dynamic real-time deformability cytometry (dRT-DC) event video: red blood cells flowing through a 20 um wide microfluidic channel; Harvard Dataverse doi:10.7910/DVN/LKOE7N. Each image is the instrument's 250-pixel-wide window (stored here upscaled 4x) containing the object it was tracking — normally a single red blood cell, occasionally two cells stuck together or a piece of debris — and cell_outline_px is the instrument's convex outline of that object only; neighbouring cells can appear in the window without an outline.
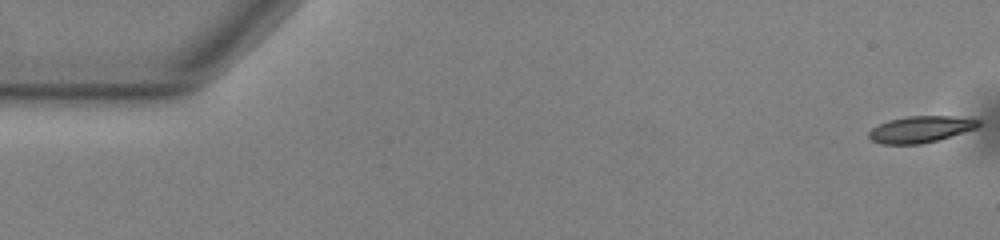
{"species": "common noctule bat (a hibernating species)", "species_latin": "Nyctalus noctula", "temperature_condition": "warm", "stored_images_in_passage": 55, "camera_frame_rate_fps": 3000, "um_per_image_px": 0.085, "animal": {"sex": "male", "body_mass_g": 13.0, "forearm_length_mm": 53.1}, "frame": {"image": 1, "passage_image": 1, "time_ms": 0.0, "image_size_px": [1000, 240], "cell_outline_px": [[980, 124], [976, 128], [936, 140], [920, 144], [880, 144], [872, 140], [868, 136], [868, 132], [872, 128], [888, 120], [908, 116], [952, 116], [980, 120]], "centroid_in_image_um": [78.21, 10.99], "position_along_channel_um": 6.8, "area_um2": 16.7}}
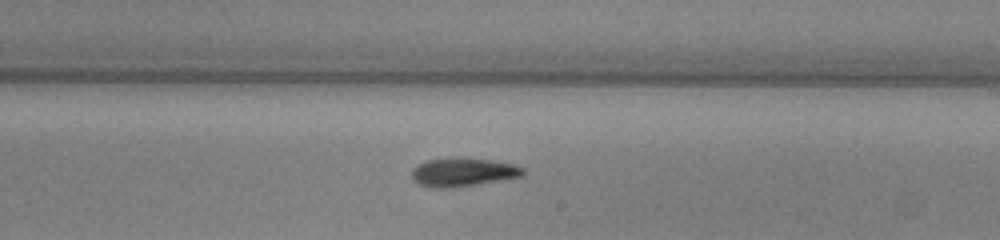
{"frame": {"image": 2, "passage_image": 32, "time_ms": 10.333, "image_size_px": [1000, 240], "cell_outline_px": [[524, 176], [456, 188], [432, 188], [420, 184], [412, 180], [412, 168], [416, 164], [424, 160], [448, 156], [464, 156], [496, 160], [512, 164], [524, 168]], "centroid_in_image_um": [39.32, 14.6], "position_along_channel_um": 249.7, "area_um2": 19.42}}
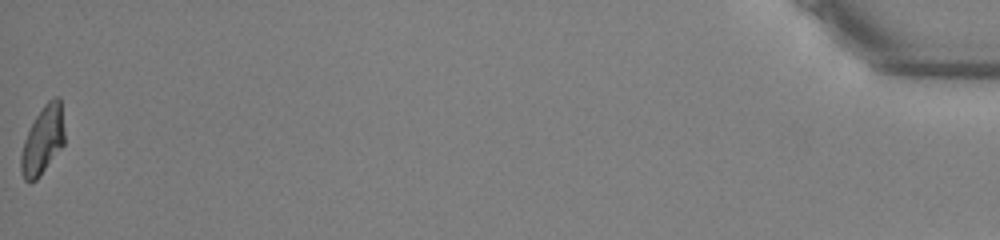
{"frame": {"image": 3, "passage_image": 55, "time_ms": 18.0, "image_size_px": [1000, 240], "cell_outline_px": [[64, 144], [36, 180], [28, 184], [24, 180], [20, 172], [20, 156], [24, 140], [36, 116], [44, 104], [48, 100], [56, 96], [60, 96], [64, 128]], "centroid_in_image_um": [3.62, 11.93], "position_along_channel_um": 431.6, "area_um2": 17.28}, "authors_computed_cell_mechanics": {"area_um2": 18.0914, "velocity_mm_per_s": 3.7525, "shape_relaxation_time_tau1_ms": 5.5606, "shape_relaxation_time_tau2_ms": null, "deformation_change_tau1": 0.1677, "deformation_change_tau2": null}}